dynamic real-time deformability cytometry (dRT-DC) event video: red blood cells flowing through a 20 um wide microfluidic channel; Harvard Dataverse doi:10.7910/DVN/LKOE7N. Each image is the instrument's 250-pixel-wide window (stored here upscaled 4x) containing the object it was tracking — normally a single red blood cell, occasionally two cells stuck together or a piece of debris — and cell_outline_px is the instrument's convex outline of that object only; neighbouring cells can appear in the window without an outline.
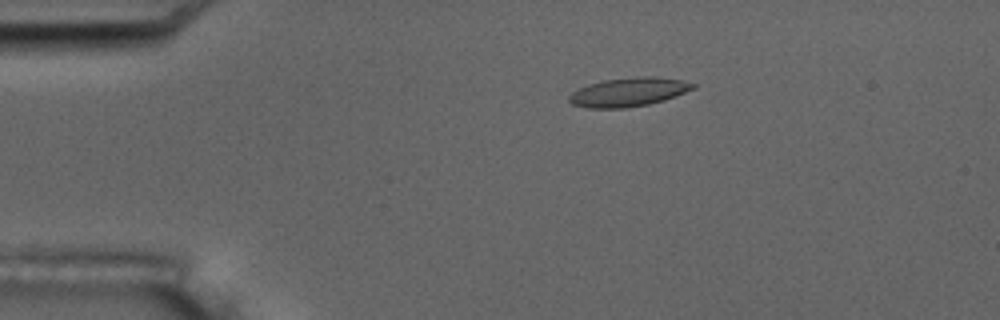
{"species": "common noctule bat (a hibernating species)", "species_latin": "Nyctalus noctula", "temperature_condition": "room temperature", "stored_images_in_passage": 5, "camera_frame_rate_fps": 3000, "um_per_image_px": 0.085, "animal": {"sex": "male", "body_mass_g": 17.5, "forearm_length_mm": 52.3}, "frame": {"image": 1, "passage_image": 3, "time_ms": 3.333, "image_size_px": [1000, 320], "cell_outline_px": [[696, 88], [676, 96], [664, 100], [648, 104], [624, 108], [588, 108], [572, 104], [568, 100], [568, 96], [572, 92], [588, 84], [604, 80], [640, 76], [656, 76], [680, 80], [696, 84]], "centroid_in_image_um": [53.43, 7.82], "position_along_channel_um": 31.6, "area_um2": 20.81}}
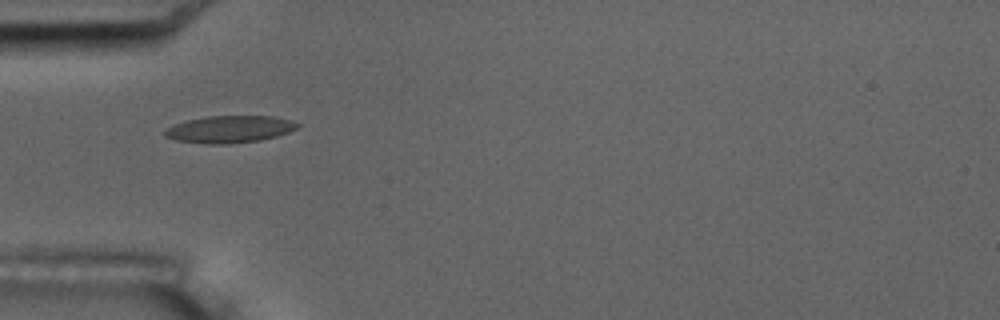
{"frame": {"image": 2, "passage_image": 5, "time_ms": 5.667, "image_size_px": [1000, 320], "cell_outline_px": [[300, 124], [296, 128], [288, 132], [276, 136], [260, 140], [228, 144], [204, 144], [176, 140], [164, 136], [164, 132], [172, 124], [188, 120], [208, 116], [276, 116], [292, 120]], "centroid_in_image_um": [19.51, 10.98], "position_along_channel_um": 65.5, "area_um2": 20.98}}